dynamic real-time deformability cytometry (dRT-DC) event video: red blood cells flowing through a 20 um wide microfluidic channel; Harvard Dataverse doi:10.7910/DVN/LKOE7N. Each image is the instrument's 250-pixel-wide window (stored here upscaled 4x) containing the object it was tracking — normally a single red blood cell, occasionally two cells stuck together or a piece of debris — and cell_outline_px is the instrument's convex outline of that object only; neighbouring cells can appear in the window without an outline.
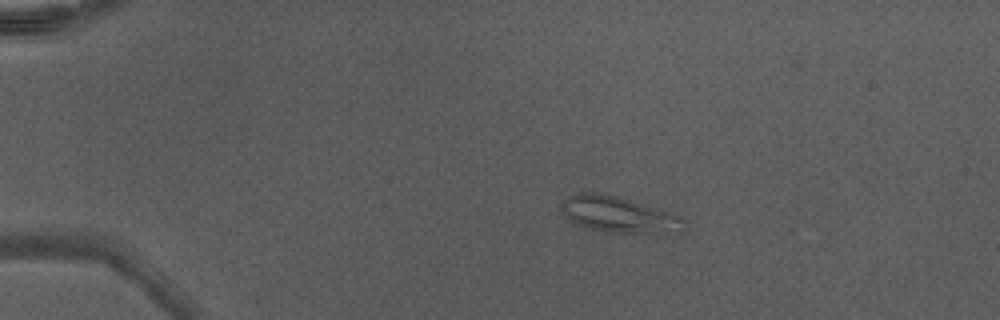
{"species": "Egyptian fruit bat (a non-hibernating species)", "species_latin": "Rousettus aegyptiacus", "temperature_condition": "warm", "stored_images_in_passage": 40, "camera_frame_rate_fps": 3000, "um_per_image_px": 0.085, "animal": {"sex": "male"}, "frame": {"image": 1, "passage_image": 1, "time_ms": 0.0, "image_size_px": [1000, 320], "cell_outline_px": [[688, 220], [684, 232], [616, 232], [592, 228], [576, 224], [568, 220], [560, 208], [560, 204], [568, 196], [576, 192], [596, 192], [616, 196], [672, 212], [684, 216]], "centroid_in_image_um": [52.64, 18.22], "position_along_channel_um": 32.4, "area_um2": 25.78}}
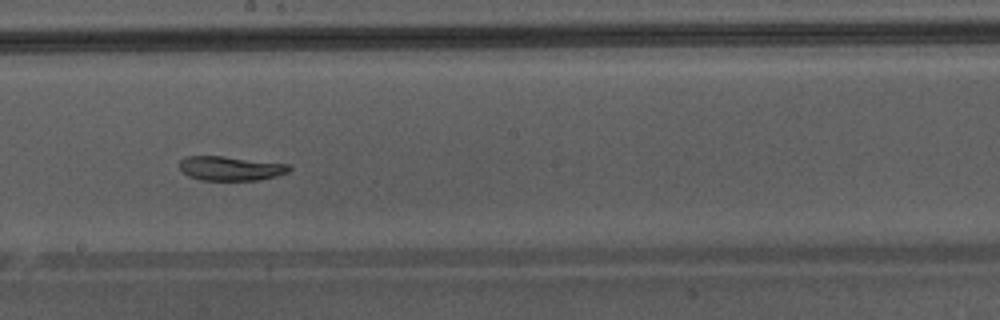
{"frame": {"image": 2, "passage_image": 20, "time_ms": 6.333, "image_size_px": [1000, 320], "cell_outline_px": [[292, 168], [288, 172], [276, 176], [256, 180], [200, 180], [188, 176], [180, 168], [180, 160], [184, 156], [224, 156], [288, 164]], "centroid_in_image_um": [19.58, 14.31], "position_along_channel_um": 228.6, "area_um2": 15.49}}
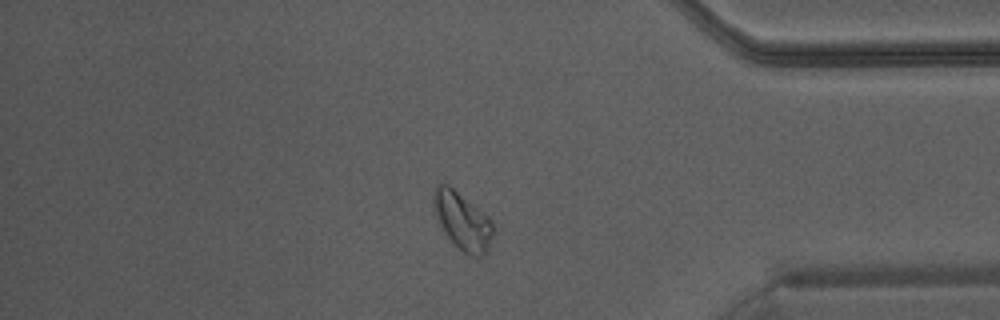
{"frame": {"image": 3, "passage_image": 33, "time_ms": 10.667, "image_size_px": [1000, 320], "cell_outline_px": [[492, 236], [488, 252], [484, 256], [468, 256], [444, 232], [432, 212], [432, 192], [436, 184], [448, 184], [488, 216], [492, 220]], "centroid_in_image_um": [39.27, 18.76], "position_along_channel_um": 395.9, "area_um2": 20.06}, "authors_computed_cell_mechanics": {"area_um2": 18.0336, "velocity_mm_per_s": 4.3198, "shape_relaxation_time_tau1_ms": 2.7369, "shape_relaxation_time_tau2_ms": 1.2369, "deformation_change_tau1": 0.1414, "deformation_change_tau2": 0.0734}}